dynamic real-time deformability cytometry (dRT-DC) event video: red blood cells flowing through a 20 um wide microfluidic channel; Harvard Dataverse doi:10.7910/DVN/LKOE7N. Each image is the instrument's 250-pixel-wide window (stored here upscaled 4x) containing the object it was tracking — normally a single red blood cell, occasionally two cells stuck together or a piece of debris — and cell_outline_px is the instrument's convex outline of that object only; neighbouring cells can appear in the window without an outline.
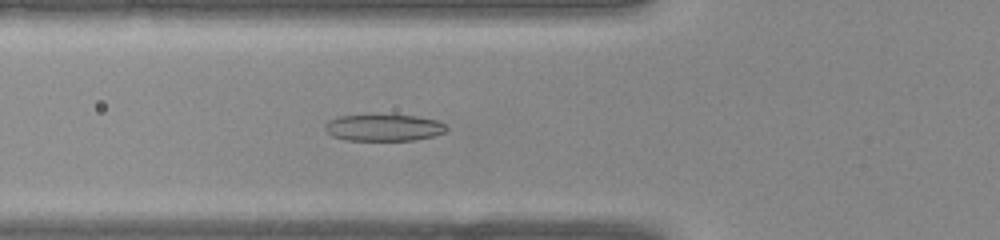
{"species": "common noctule bat (a hibernating species)", "species_latin": "Nyctalus noctula", "temperature_condition": "warm", "stored_images_in_passage": 41, "camera_frame_rate_fps": 3000, "um_per_image_px": 0.085, "animal": {"sex": "female", "body_mass_g": 22.0, "forearm_length_mm": 56.7}, "frame": {"image": 1, "passage_image": 14, "time_ms": 4.333, "image_size_px": [1000, 240], "cell_outline_px": [[448, 128], [444, 132], [432, 136], [416, 140], [344, 140], [332, 136], [324, 128], [324, 124], [328, 120], [336, 116], [372, 112], [416, 116], [436, 120], [444, 124]], "centroid_in_image_um": [32.54, 10.8], "position_along_channel_um": 93.3, "area_um2": 19.77}}
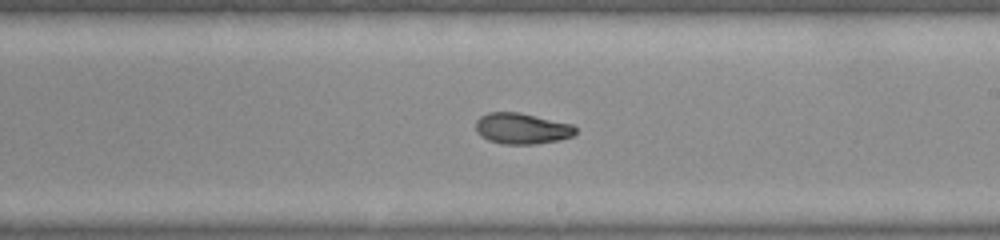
{"frame": {"image": 2, "passage_image": 23, "time_ms": 7.333, "image_size_px": [1000, 240], "cell_outline_px": [[576, 132], [572, 136], [560, 140], [536, 144], [504, 144], [488, 140], [480, 136], [476, 132], [476, 120], [480, 116], [488, 112], [520, 112], [572, 124], [576, 128]], "centroid_in_image_um": [44.34, 10.92], "position_along_channel_um": 244.7, "area_um2": 18.15}}
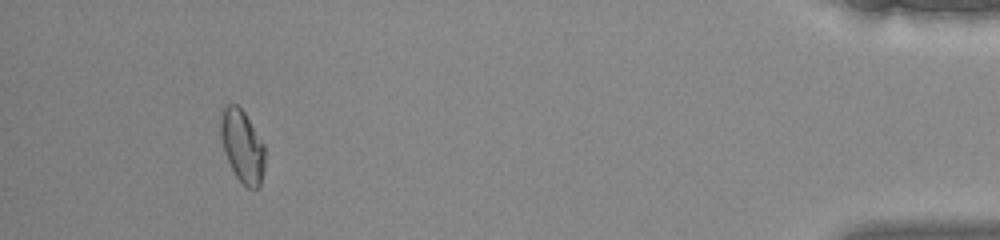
{"frame": {"image": 3, "passage_image": 37, "time_ms": 12.0, "image_size_px": [1000, 240], "cell_outline_px": [[264, 168], [260, 188], [248, 188], [236, 176], [224, 152], [220, 136], [220, 116], [224, 108], [228, 104], [236, 104], [244, 112], [264, 144]], "centroid_in_image_um": [20.59, 12.42], "position_along_channel_um": 414.6, "area_um2": 18.55}}